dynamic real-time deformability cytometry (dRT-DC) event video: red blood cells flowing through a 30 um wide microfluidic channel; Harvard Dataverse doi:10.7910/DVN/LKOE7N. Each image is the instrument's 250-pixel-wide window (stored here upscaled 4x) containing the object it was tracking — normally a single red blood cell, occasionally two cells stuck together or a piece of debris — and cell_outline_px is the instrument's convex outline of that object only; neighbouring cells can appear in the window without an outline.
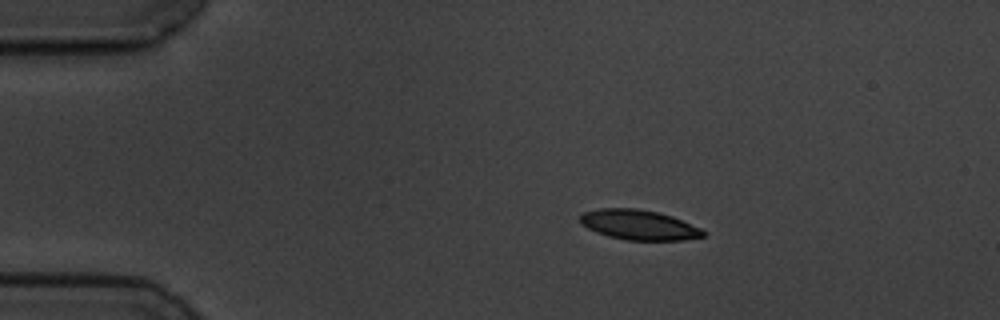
{"species": "common noctule bat (a hibernating species)", "species_latin": "Nyctalus noctula", "temperature_condition": "cold", "stored_images_in_passage": 8, "camera_frame_rate_fps": 3000, "um_per_image_px": 0.085, "animal": {"sex": "male", "body_mass_g": 19.5, "forearm_length_mm": 54.6}, "frame": {"image": 1, "passage_image": 3, "time_ms": 2.333, "image_size_px": [1000, 320], "cell_outline_px": [[708, 232], [704, 236], [684, 240], [624, 240], [608, 236], [596, 232], [580, 224], [580, 216], [584, 212], [600, 208], [636, 208], [656, 212], [672, 216], [700, 228]], "centroid_in_image_um": [54.3, 19.12], "position_along_channel_um": 30.7, "area_um2": 21.5}}
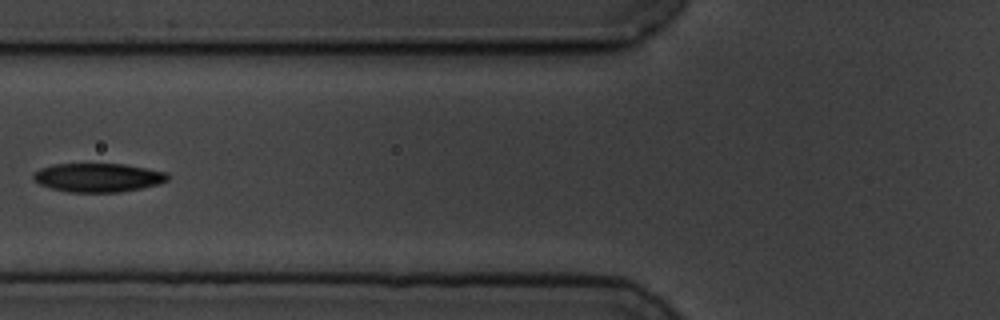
{"frame": {"image": 2, "passage_image": 6, "time_ms": 6.333, "image_size_px": [1000, 320], "cell_outline_px": [[168, 180], [160, 184], [120, 192], [68, 192], [52, 188], [40, 184], [32, 180], [32, 176], [40, 168], [52, 164], [124, 164], [168, 172]], "centroid_in_image_um": [8.33, 15.09], "position_along_channel_um": 117.5, "area_um2": 22.54}}
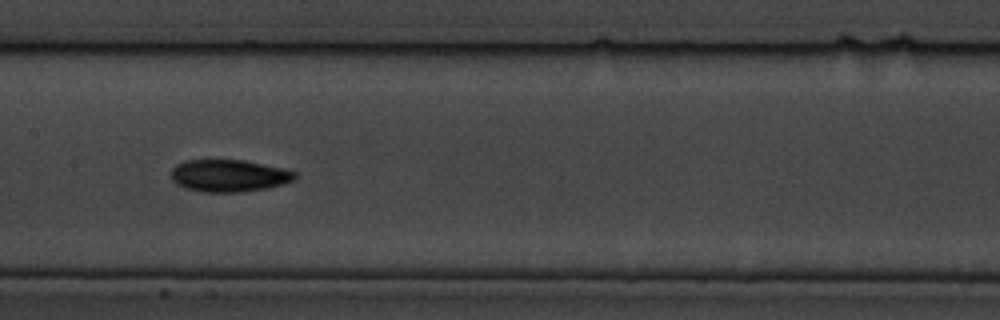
{"frame": {"image": 3, "passage_image": 8, "time_ms": 8.333, "image_size_px": [1000, 320], "cell_outline_px": [[296, 176], [292, 180], [284, 184], [268, 188], [240, 192], [200, 192], [184, 188], [176, 184], [172, 180], [172, 168], [176, 164], [184, 160], [244, 160], [284, 168], [296, 172]], "centroid_in_image_um": [19.44, 14.93], "position_along_channel_um": 188.0, "area_um2": 23.41}}